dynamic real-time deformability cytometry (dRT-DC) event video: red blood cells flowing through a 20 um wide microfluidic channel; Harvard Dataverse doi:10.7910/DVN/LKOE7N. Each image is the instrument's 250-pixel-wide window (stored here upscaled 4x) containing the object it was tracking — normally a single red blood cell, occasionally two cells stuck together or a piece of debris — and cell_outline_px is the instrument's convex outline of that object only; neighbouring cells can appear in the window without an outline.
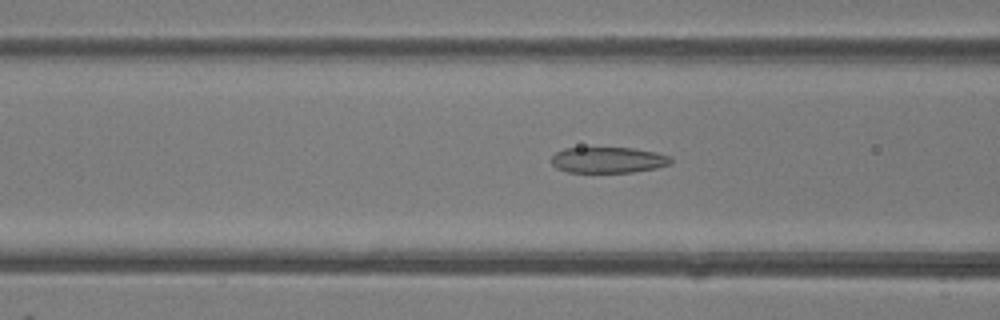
{"species": "common noctule bat (a hibernating species)", "species_latin": "Nyctalus noctula", "temperature_condition": "room temperature", "stored_images_in_passage": 47, "camera_frame_rate_fps": 3000, "um_per_image_px": 0.085, "animal": {"sex": "female"}, "frame": {"image": 1, "passage_image": 18, "time_ms": 5.667, "image_size_px": [1000, 320], "cell_outline_px": [[672, 164], [656, 168], [632, 172], [568, 172], [556, 168], [552, 164], [552, 156], [556, 152], [564, 148], [632, 148], [656, 152], [672, 156]], "centroid_in_image_um": [51.72, 13.6], "position_along_channel_um": 114.9, "area_um2": 18.09}}
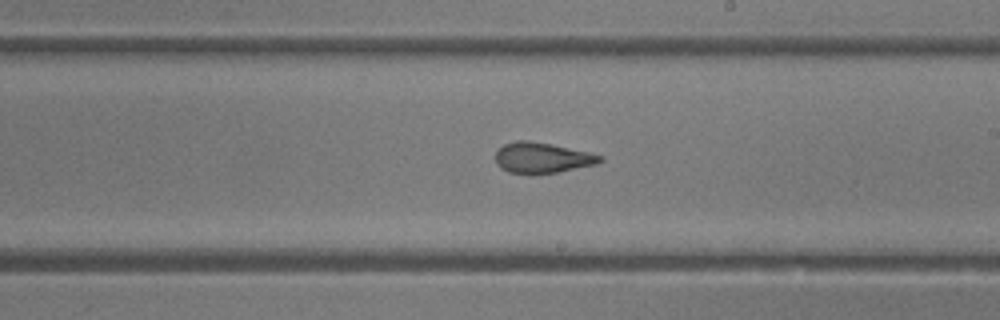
{"frame": {"image": 2, "passage_image": 27, "time_ms": 8.667, "image_size_px": [1000, 320], "cell_outline_px": [[604, 160], [596, 164], [556, 172], [508, 172], [500, 168], [496, 164], [496, 152], [504, 144], [516, 140], [528, 140], [552, 144], [588, 152], [604, 156]], "centroid_in_image_um": [46.09, 13.38], "position_along_channel_um": 242.9, "area_um2": 18.26}}
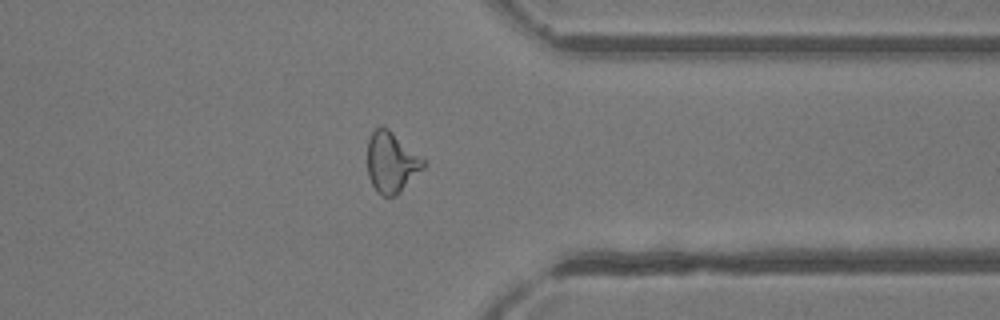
{"frame": {"image": 3, "passage_image": 37, "time_ms": 12.0, "image_size_px": [1000, 320], "cell_outline_px": [[424, 168], [396, 196], [384, 196], [376, 192], [368, 176], [368, 140], [372, 132], [380, 124], [388, 128], [424, 160]], "centroid_in_image_um": [33.25, 13.8], "position_along_channel_um": 378.2, "area_um2": 19.59}, "authors_computed_cell_mechanics": {"area_um2": 20.0566, "velocity_mm_per_s": 4.2545, "shape_relaxation_time_tau1_ms": 7.6084, "shape_relaxation_time_tau2_ms": 1.276, "deformation_change_tau1": 0.2283, "deformation_change_tau2": 0.0769}}